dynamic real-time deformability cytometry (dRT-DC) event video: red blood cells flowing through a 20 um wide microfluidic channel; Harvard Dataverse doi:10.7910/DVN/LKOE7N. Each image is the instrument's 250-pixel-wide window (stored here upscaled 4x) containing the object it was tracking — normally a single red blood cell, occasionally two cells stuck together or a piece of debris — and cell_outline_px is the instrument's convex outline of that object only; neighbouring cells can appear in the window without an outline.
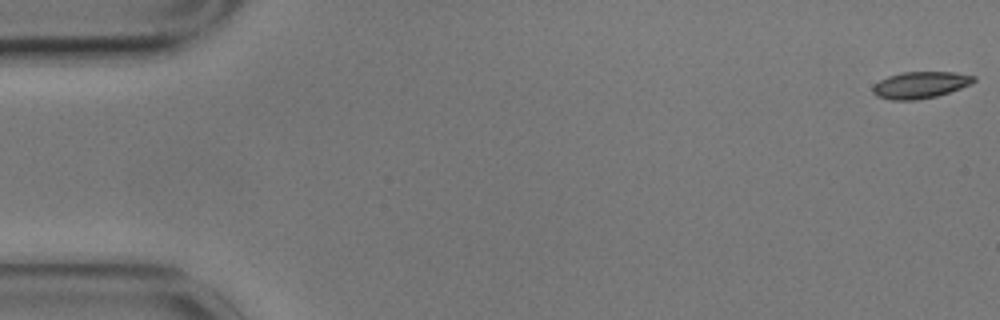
{"species": "common noctule bat (a hibernating species)", "species_latin": "Nyctalus noctula", "temperature_condition": "cold", "stored_images_in_passage": 57, "camera_frame_rate_fps": 3000, "um_per_image_px": 0.085, "animal": {"sex": "male", "body_mass_g": 17.9}, "frame": {"image": 1, "passage_image": 1, "time_ms": 0.0, "image_size_px": [1000, 320], "cell_outline_px": [[976, 80], [972, 84], [936, 96], [916, 100], [892, 100], [876, 96], [872, 92], [872, 88], [880, 80], [888, 76], [900, 72], [956, 72], [976, 76]], "centroid_in_image_um": [78.24, 7.21], "position_along_channel_um": 6.8, "area_um2": 15.72}}
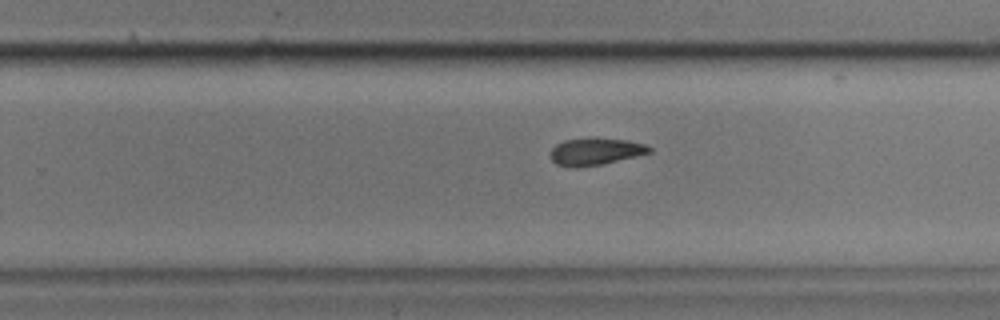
{"frame": {"image": 2, "passage_image": 36, "time_ms": 11.667, "image_size_px": [1000, 320], "cell_outline_px": [[652, 152], [604, 164], [576, 168], [572, 168], [556, 164], [552, 160], [552, 148], [556, 144], [564, 140], [588, 136], [596, 136], [628, 140], [644, 144], [652, 148]], "centroid_in_image_um": [50.62, 12.85], "position_along_channel_um": 279.2, "area_um2": 16.13}}
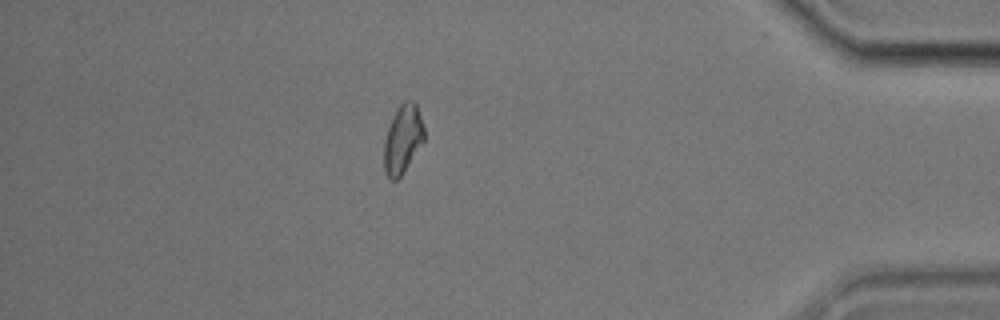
{"frame": {"image": 3, "passage_image": 50, "time_ms": 16.333, "image_size_px": [1000, 320], "cell_outline_px": [[424, 140], [404, 172], [396, 180], [392, 180], [384, 172], [384, 140], [388, 128], [396, 108], [404, 100], [412, 100], [416, 104], [424, 128]], "centroid_in_image_um": [34.22, 11.82], "position_along_channel_um": 401.0, "area_um2": 15.95}, "authors_computed_cell_mechanics": {"area_um2": 16.3574, "velocity_mm_per_s": 3.4906, "shape_relaxation_time_tau1_ms": 6.3626, "shape_relaxation_time_tau2_ms": null, "deformation_change_tau1": 0.1315, "deformation_change_tau2": null}}